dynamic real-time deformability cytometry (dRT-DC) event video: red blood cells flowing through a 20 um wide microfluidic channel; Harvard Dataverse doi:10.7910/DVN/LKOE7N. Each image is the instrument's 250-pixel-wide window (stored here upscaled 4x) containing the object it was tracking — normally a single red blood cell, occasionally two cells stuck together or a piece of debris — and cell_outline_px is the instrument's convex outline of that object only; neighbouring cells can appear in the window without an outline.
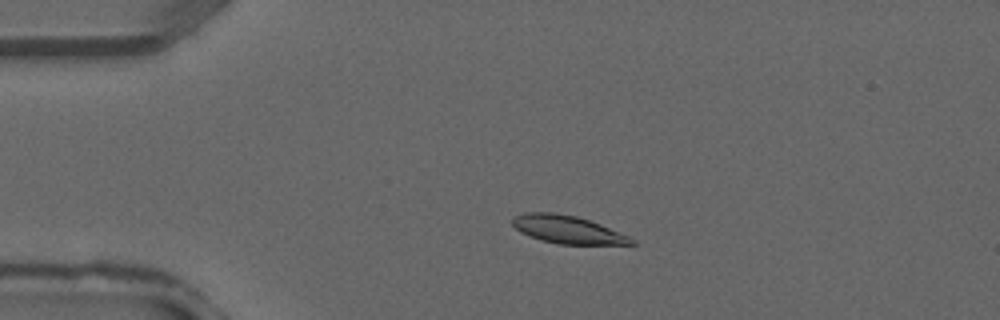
{"species": "common noctule bat (a hibernating species)", "species_latin": "Nyctalus noctula", "temperature_condition": "warm", "stored_images_in_passage": 38, "camera_frame_rate_fps": 3000, "um_per_image_px": 0.085, "animal": {"sex": "male", "forearm_length_mm": 52.5}, "frame": {"image": 1, "passage_image": 8, "time_ms": 2.333, "image_size_px": [1000, 320], "cell_outline_px": [[636, 244], [560, 244], [540, 240], [520, 232], [512, 224], [512, 216], [524, 212], [556, 212], [576, 216], [600, 224], [628, 236], [636, 240]], "centroid_in_image_um": [48.2, 19.5], "position_along_channel_um": 36.8, "area_um2": 19.31}}
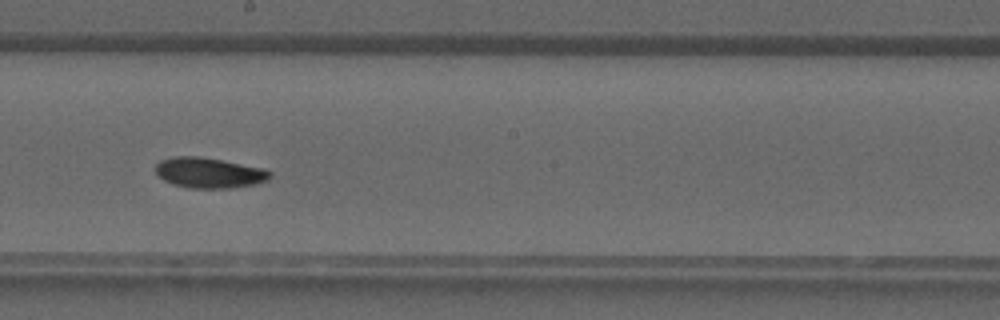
{"frame": {"image": 2, "passage_image": 21, "time_ms": 6.667, "image_size_px": [1000, 320], "cell_outline_px": [[272, 176], [268, 180], [256, 184], [232, 188], [188, 188], [172, 184], [164, 180], [156, 172], [156, 164], [160, 160], [172, 156], [200, 156], [264, 168], [272, 172]], "centroid_in_image_um": [17.79, 14.69], "position_along_channel_um": 230.4, "area_um2": 20.46}}
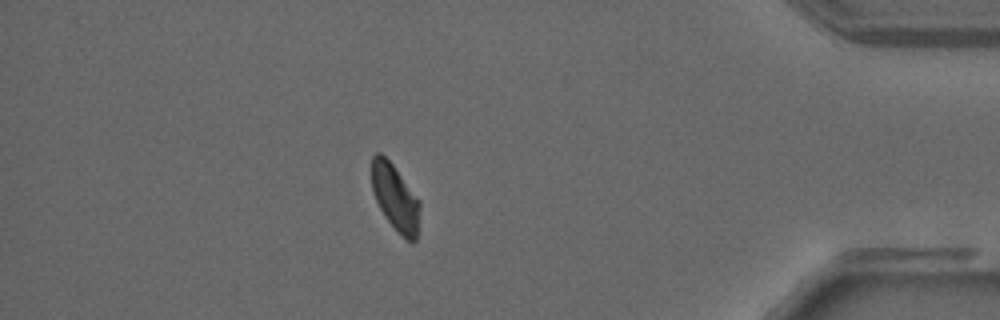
{"frame": {"image": 3, "passage_image": 33, "time_ms": 10.667, "image_size_px": [1000, 320], "cell_outline_px": [[420, 204], [416, 240], [412, 244], [384, 216], [376, 200], [372, 188], [372, 156], [376, 152], [380, 152], [392, 164], [420, 200]], "centroid_in_image_um": [33.59, 16.77], "position_along_channel_um": 401.6, "area_um2": 18.21}}